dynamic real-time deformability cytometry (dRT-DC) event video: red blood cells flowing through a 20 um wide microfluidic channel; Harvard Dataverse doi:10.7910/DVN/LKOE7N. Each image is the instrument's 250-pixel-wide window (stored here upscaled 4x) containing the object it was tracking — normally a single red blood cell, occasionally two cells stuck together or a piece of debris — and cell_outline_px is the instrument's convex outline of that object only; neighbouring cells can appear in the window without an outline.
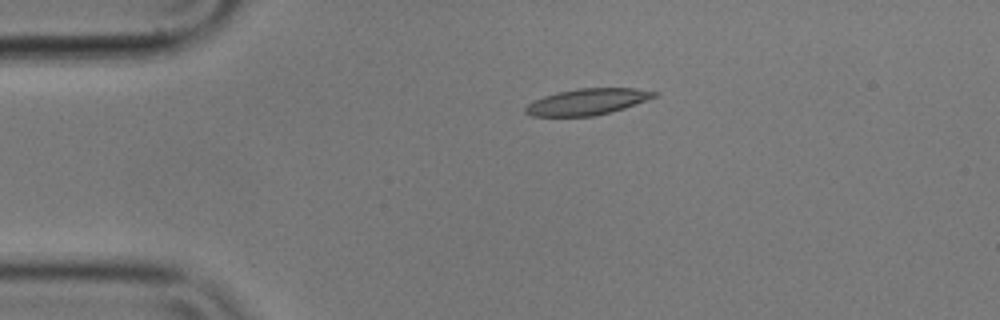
{"species": "common noctule bat (a hibernating species)", "species_latin": "Nyctalus noctula", "temperature_condition": "cold", "stored_images_in_passage": 5, "camera_frame_rate_fps": 3000, "um_per_image_px": 0.085, "animal": {"sex": "male", "body_mass_g": 17.9}, "frame": {"image": 1, "passage_image": 4, "time_ms": 1.0, "image_size_px": [1000, 320], "cell_outline_px": [[660, 92], [656, 96], [624, 108], [592, 116], [532, 116], [524, 112], [524, 108], [528, 104], [544, 96], [556, 92], [580, 88], [636, 88]], "centroid_in_image_um": [49.92, 8.64], "position_along_channel_um": 35.1, "area_um2": 19.48}}